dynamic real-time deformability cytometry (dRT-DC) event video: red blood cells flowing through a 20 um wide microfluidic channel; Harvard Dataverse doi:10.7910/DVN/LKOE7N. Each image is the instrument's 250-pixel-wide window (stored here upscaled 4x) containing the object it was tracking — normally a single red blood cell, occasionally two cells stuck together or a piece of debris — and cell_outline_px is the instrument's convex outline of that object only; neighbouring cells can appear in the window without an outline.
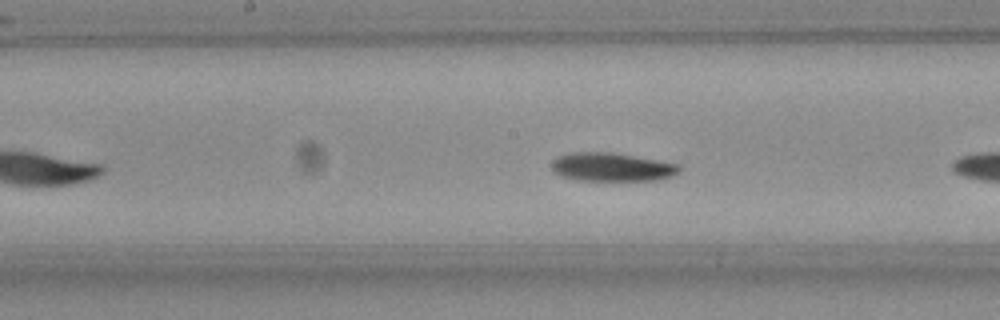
{"species": "Egyptian fruit bat (a non-hibernating species)", "species_latin": "Rousettus aegyptiacus", "temperature_condition": "room temperature", "stored_images_in_passage": 24, "camera_frame_rate_fps": 3000, "um_per_image_px": 0.085, "frame": {"image": 1, "passage_image": 11, "time_ms": 3.333, "image_size_px": [1000, 320], "cell_outline_px": [[680, 172], [672, 176], [660, 180], [572, 180], [560, 176], [552, 168], [552, 164], [560, 156], [572, 152], [612, 152], [680, 164]], "centroid_in_image_um": [52.05, 14.2], "position_along_channel_um": 196.2, "area_um2": 21.15}}